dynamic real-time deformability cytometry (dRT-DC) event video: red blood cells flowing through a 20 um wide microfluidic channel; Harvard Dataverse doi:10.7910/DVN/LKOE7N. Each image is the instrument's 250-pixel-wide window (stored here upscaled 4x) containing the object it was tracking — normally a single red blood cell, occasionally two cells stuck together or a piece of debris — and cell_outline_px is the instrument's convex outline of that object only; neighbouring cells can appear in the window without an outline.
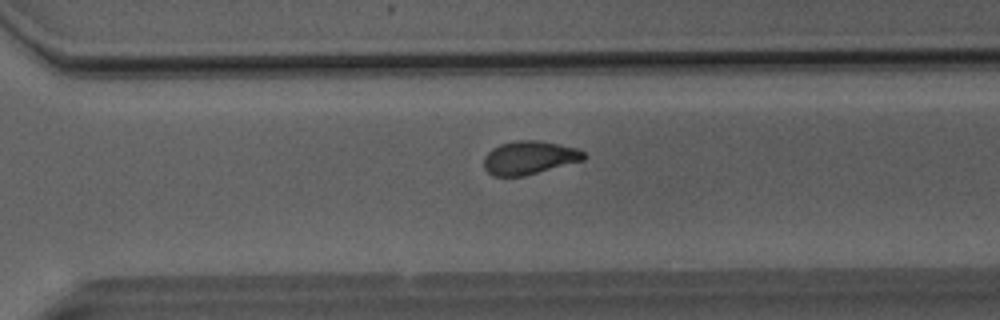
{"species": "Egyptian fruit bat (a non-hibernating species)", "species_latin": "Rousettus aegyptiacus", "temperature_condition": "room temperature", "stored_images_in_passage": 34, "camera_frame_rate_fps": 3000, "um_per_image_px": 0.085, "animal": {"sex": "male"}, "frame": {"image": 1, "passage_image": 29, "time_ms": 9.333, "image_size_px": [1000, 320], "cell_outline_px": [[588, 156], [584, 160], [524, 176], [492, 176], [484, 168], [484, 156], [492, 148], [500, 144], [512, 140], [540, 140], [576, 148], [584, 152]], "centroid_in_image_um": [44.98, 13.4], "position_along_channel_um": 325.6, "area_um2": 19.59}}